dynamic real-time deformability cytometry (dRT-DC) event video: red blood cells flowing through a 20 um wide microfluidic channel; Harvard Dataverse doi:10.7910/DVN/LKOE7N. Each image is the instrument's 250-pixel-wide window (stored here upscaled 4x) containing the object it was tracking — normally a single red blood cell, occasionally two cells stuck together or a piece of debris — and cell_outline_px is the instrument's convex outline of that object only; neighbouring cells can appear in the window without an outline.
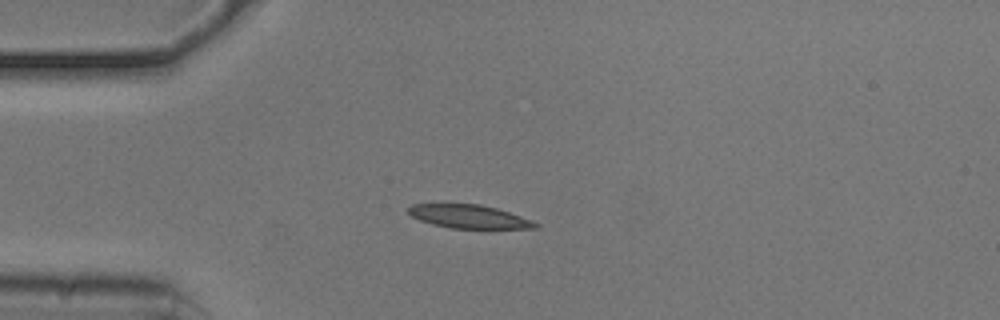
{"species": "common noctule bat (a hibernating species)", "species_latin": "Nyctalus noctula", "temperature_condition": "cold", "stored_images_in_passage": 41, "camera_frame_rate_fps": 3000, "um_per_image_px": 0.085, "animal": {"sex": "male", "body_mass_g": 20.5, "forearm_length_mm": 52.5}, "frame": {"image": 1, "passage_image": 1, "time_ms": 0.0, "image_size_px": [1000, 320], "cell_outline_px": [[540, 224], [536, 228], [452, 228], [432, 224], [420, 220], [412, 216], [408, 212], [408, 208], [412, 204], [480, 204], [496, 208], [532, 220]], "centroid_in_image_um": [39.86, 18.4], "position_along_channel_um": 45.1, "area_um2": 17.11}}
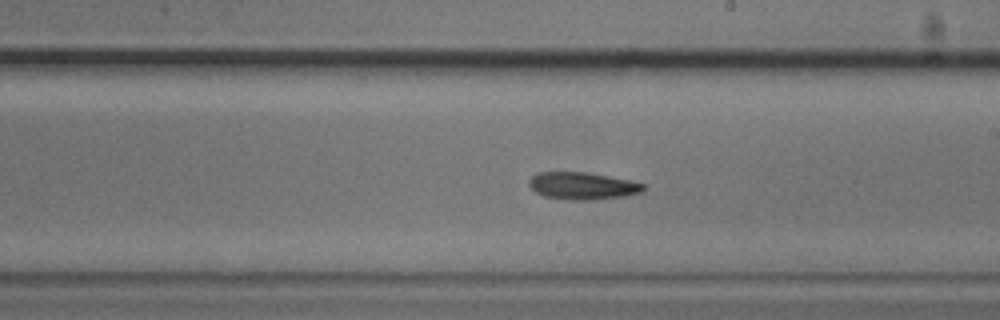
{"frame": {"image": 2, "passage_image": 18, "time_ms": 5.667, "image_size_px": [1000, 320], "cell_outline_px": [[644, 192], [624, 196], [592, 200], [572, 200], [544, 196], [536, 192], [528, 184], [528, 180], [536, 172], [584, 172], [608, 176], [628, 180], [644, 184]], "centroid_in_image_um": [49.49, 15.8], "position_along_channel_um": 239.5, "area_um2": 18.09}}
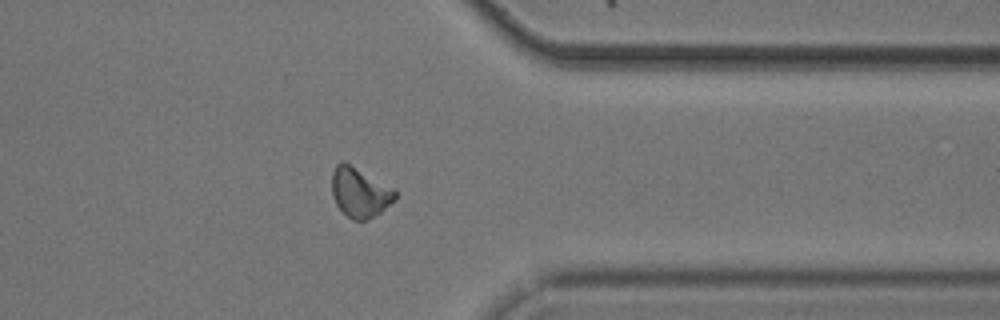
{"frame": {"image": 3, "passage_image": 30, "time_ms": 9.667, "image_size_px": [1000, 320], "cell_outline_px": [[396, 196], [380, 212], [364, 220], [352, 220], [336, 204], [332, 196], [332, 172], [336, 164], [344, 160], [396, 188]], "centroid_in_image_um": [30.57, 16.3], "position_along_channel_um": 380.8, "area_um2": 18.32}, "authors_computed_cell_mechanics": {"area_um2": 17.8024, "velocity_mm_per_s": 3.739, "shape_relaxation_time_tau1_ms": 2.4736, "shape_relaxation_time_tau2_ms": null, "deformation_change_tau1": 0.1339, "deformation_change_tau2": null}}